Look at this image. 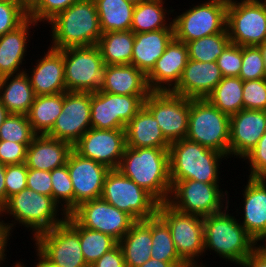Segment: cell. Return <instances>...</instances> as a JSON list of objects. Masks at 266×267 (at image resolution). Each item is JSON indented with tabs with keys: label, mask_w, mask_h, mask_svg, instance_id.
Instances as JSON below:
<instances>
[{
	"label": "cell",
	"mask_w": 266,
	"mask_h": 267,
	"mask_svg": "<svg viewBox=\"0 0 266 267\" xmlns=\"http://www.w3.org/2000/svg\"><path fill=\"white\" fill-rule=\"evenodd\" d=\"M28 167L25 162L21 164L6 165L5 187L6 201L13 195L27 188Z\"/></svg>",
	"instance_id": "c3c4849f"
},
{
	"label": "cell",
	"mask_w": 266,
	"mask_h": 267,
	"mask_svg": "<svg viewBox=\"0 0 266 267\" xmlns=\"http://www.w3.org/2000/svg\"><path fill=\"white\" fill-rule=\"evenodd\" d=\"M126 146L131 148H169L158 121L143 106L125 127Z\"/></svg>",
	"instance_id": "f1b7e54d"
},
{
	"label": "cell",
	"mask_w": 266,
	"mask_h": 267,
	"mask_svg": "<svg viewBox=\"0 0 266 267\" xmlns=\"http://www.w3.org/2000/svg\"><path fill=\"white\" fill-rule=\"evenodd\" d=\"M118 244L127 267H140L151 259L152 217L136 221Z\"/></svg>",
	"instance_id": "f546056e"
},
{
	"label": "cell",
	"mask_w": 266,
	"mask_h": 267,
	"mask_svg": "<svg viewBox=\"0 0 266 267\" xmlns=\"http://www.w3.org/2000/svg\"><path fill=\"white\" fill-rule=\"evenodd\" d=\"M52 197L68 215L74 210V191L67 164L51 171Z\"/></svg>",
	"instance_id": "ab89813d"
},
{
	"label": "cell",
	"mask_w": 266,
	"mask_h": 267,
	"mask_svg": "<svg viewBox=\"0 0 266 267\" xmlns=\"http://www.w3.org/2000/svg\"><path fill=\"white\" fill-rule=\"evenodd\" d=\"M80 0H36L28 9V18L33 19L37 24H46L60 12L64 11L75 2Z\"/></svg>",
	"instance_id": "ee69618b"
},
{
	"label": "cell",
	"mask_w": 266,
	"mask_h": 267,
	"mask_svg": "<svg viewBox=\"0 0 266 267\" xmlns=\"http://www.w3.org/2000/svg\"><path fill=\"white\" fill-rule=\"evenodd\" d=\"M240 267H266V256L255 248L243 261Z\"/></svg>",
	"instance_id": "db71d44e"
},
{
	"label": "cell",
	"mask_w": 266,
	"mask_h": 267,
	"mask_svg": "<svg viewBox=\"0 0 266 267\" xmlns=\"http://www.w3.org/2000/svg\"><path fill=\"white\" fill-rule=\"evenodd\" d=\"M264 241H265V243L263 244ZM260 242H262V243H260ZM256 248L266 256V233L261 238H259L257 240Z\"/></svg>",
	"instance_id": "680465c9"
},
{
	"label": "cell",
	"mask_w": 266,
	"mask_h": 267,
	"mask_svg": "<svg viewBox=\"0 0 266 267\" xmlns=\"http://www.w3.org/2000/svg\"><path fill=\"white\" fill-rule=\"evenodd\" d=\"M27 188L52 197L51 172L28 168Z\"/></svg>",
	"instance_id": "f907efd6"
},
{
	"label": "cell",
	"mask_w": 266,
	"mask_h": 267,
	"mask_svg": "<svg viewBox=\"0 0 266 267\" xmlns=\"http://www.w3.org/2000/svg\"><path fill=\"white\" fill-rule=\"evenodd\" d=\"M126 1L131 2V3H133L134 5H136V4H139L140 2H143V1H145V0H126Z\"/></svg>",
	"instance_id": "e7e4bbea"
},
{
	"label": "cell",
	"mask_w": 266,
	"mask_h": 267,
	"mask_svg": "<svg viewBox=\"0 0 266 267\" xmlns=\"http://www.w3.org/2000/svg\"><path fill=\"white\" fill-rule=\"evenodd\" d=\"M184 265H186L185 262H164L151 258L140 267H182Z\"/></svg>",
	"instance_id": "11a10c76"
},
{
	"label": "cell",
	"mask_w": 266,
	"mask_h": 267,
	"mask_svg": "<svg viewBox=\"0 0 266 267\" xmlns=\"http://www.w3.org/2000/svg\"><path fill=\"white\" fill-rule=\"evenodd\" d=\"M147 96L117 95L100 90L91 93V127L125 129L130 120L144 106Z\"/></svg>",
	"instance_id": "5bb4252c"
},
{
	"label": "cell",
	"mask_w": 266,
	"mask_h": 267,
	"mask_svg": "<svg viewBox=\"0 0 266 267\" xmlns=\"http://www.w3.org/2000/svg\"><path fill=\"white\" fill-rule=\"evenodd\" d=\"M5 172L6 165L0 162V207L6 202Z\"/></svg>",
	"instance_id": "9f6ffc18"
},
{
	"label": "cell",
	"mask_w": 266,
	"mask_h": 267,
	"mask_svg": "<svg viewBox=\"0 0 266 267\" xmlns=\"http://www.w3.org/2000/svg\"><path fill=\"white\" fill-rule=\"evenodd\" d=\"M186 138L229 158L230 116L221 112L206 98L190 99Z\"/></svg>",
	"instance_id": "8992f818"
},
{
	"label": "cell",
	"mask_w": 266,
	"mask_h": 267,
	"mask_svg": "<svg viewBox=\"0 0 266 267\" xmlns=\"http://www.w3.org/2000/svg\"><path fill=\"white\" fill-rule=\"evenodd\" d=\"M35 136L27 115L9 114L0 126V140L31 143Z\"/></svg>",
	"instance_id": "60d3db41"
},
{
	"label": "cell",
	"mask_w": 266,
	"mask_h": 267,
	"mask_svg": "<svg viewBox=\"0 0 266 267\" xmlns=\"http://www.w3.org/2000/svg\"><path fill=\"white\" fill-rule=\"evenodd\" d=\"M19 1L27 10L35 3L36 0H17Z\"/></svg>",
	"instance_id": "6125c7cd"
},
{
	"label": "cell",
	"mask_w": 266,
	"mask_h": 267,
	"mask_svg": "<svg viewBox=\"0 0 266 267\" xmlns=\"http://www.w3.org/2000/svg\"><path fill=\"white\" fill-rule=\"evenodd\" d=\"M168 149L126 146L117 169L150 193L159 203L167 202L172 187Z\"/></svg>",
	"instance_id": "6da1fadb"
},
{
	"label": "cell",
	"mask_w": 266,
	"mask_h": 267,
	"mask_svg": "<svg viewBox=\"0 0 266 267\" xmlns=\"http://www.w3.org/2000/svg\"><path fill=\"white\" fill-rule=\"evenodd\" d=\"M35 249L51 264L58 267H89L79 240V223L70 215L54 228L39 233Z\"/></svg>",
	"instance_id": "52a82bcc"
},
{
	"label": "cell",
	"mask_w": 266,
	"mask_h": 267,
	"mask_svg": "<svg viewBox=\"0 0 266 267\" xmlns=\"http://www.w3.org/2000/svg\"><path fill=\"white\" fill-rule=\"evenodd\" d=\"M228 209L229 206L219 213L203 217L204 250L206 253L213 251L226 262L241 266L257 242Z\"/></svg>",
	"instance_id": "3957f363"
},
{
	"label": "cell",
	"mask_w": 266,
	"mask_h": 267,
	"mask_svg": "<svg viewBox=\"0 0 266 267\" xmlns=\"http://www.w3.org/2000/svg\"><path fill=\"white\" fill-rule=\"evenodd\" d=\"M188 59L186 43L174 38L156 61L152 70L146 75L149 89L151 91H171L180 81Z\"/></svg>",
	"instance_id": "44dd1931"
},
{
	"label": "cell",
	"mask_w": 266,
	"mask_h": 267,
	"mask_svg": "<svg viewBox=\"0 0 266 267\" xmlns=\"http://www.w3.org/2000/svg\"><path fill=\"white\" fill-rule=\"evenodd\" d=\"M35 253L37 256L35 260H37L38 262L34 263V267H58L48 262L37 250L35 251ZM16 263L18 267H26V265L21 261H16Z\"/></svg>",
	"instance_id": "6f0895ef"
},
{
	"label": "cell",
	"mask_w": 266,
	"mask_h": 267,
	"mask_svg": "<svg viewBox=\"0 0 266 267\" xmlns=\"http://www.w3.org/2000/svg\"><path fill=\"white\" fill-rule=\"evenodd\" d=\"M135 34L131 31L102 33L97 47L105 65L131 64Z\"/></svg>",
	"instance_id": "836d02e7"
},
{
	"label": "cell",
	"mask_w": 266,
	"mask_h": 267,
	"mask_svg": "<svg viewBox=\"0 0 266 267\" xmlns=\"http://www.w3.org/2000/svg\"><path fill=\"white\" fill-rule=\"evenodd\" d=\"M89 267H127L121 247L117 244Z\"/></svg>",
	"instance_id": "816d5d0a"
},
{
	"label": "cell",
	"mask_w": 266,
	"mask_h": 267,
	"mask_svg": "<svg viewBox=\"0 0 266 267\" xmlns=\"http://www.w3.org/2000/svg\"><path fill=\"white\" fill-rule=\"evenodd\" d=\"M171 184L167 203L180 212L205 217L229 206V192L221 189V183L181 180Z\"/></svg>",
	"instance_id": "ba28073f"
},
{
	"label": "cell",
	"mask_w": 266,
	"mask_h": 267,
	"mask_svg": "<svg viewBox=\"0 0 266 267\" xmlns=\"http://www.w3.org/2000/svg\"><path fill=\"white\" fill-rule=\"evenodd\" d=\"M144 106L158 121L164 137L170 142L186 138L190 112V98L171 91H151Z\"/></svg>",
	"instance_id": "9a60e30c"
},
{
	"label": "cell",
	"mask_w": 266,
	"mask_h": 267,
	"mask_svg": "<svg viewBox=\"0 0 266 267\" xmlns=\"http://www.w3.org/2000/svg\"><path fill=\"white\" fill-rule=\"evenodd\" d=\"M222 77H239L242 65V46L230 43L217 58Z\"/></svg>",
	"instance_id": "bcb514c9"
},
{
	"label": "cell",
	"mask_w": 266,
	"mask_h": 267,
	"mask_svg": "<svg viewBox=\"0 0 266 267\" xmlns=\"http://www.w3.org/2000/svg\"><path fill=\"white\" fill-rule=\"evenodd\" d=\"M226 29L231 43L258 46L266 41V4L263 0H228Z\"/></svg>",
	"instance_id": "7c38bea8"
},
{
	"label": "cell",
	"mask_w": 266,
	"mask_h": 267,
	"mask_svg": "<svg viewBox=\"0 0 266 267\" xmlns=\"http://www.w3.org/2000/svg\"><path fill=\"white\" fill-rule=\"evenodd\" d=\"M222 78L216 62H199L188 59L180 81L171 92L190 99H204Z\"/></svg>",
	"instance_id": "7402d4cb"
},
{
	"label": "cell",
	"mask_w": 266,
	"mask_h": 267,
	"mask_svg": "<svg viewBox=\"0 0 266 267\" xmlns=\"http://www.w3.org/2000/svg\"><path fill=\"white\" fill-rule=\"evenodd\" d=\"M247 179L242 191L243 211L239 210L243 214L238 221L257 242L266 233V179Z\"/></svg>",
	"instance_id": "cb8c5ba5"
},
{
	"label": "cell",
	"mask_w": 266,
	"mask_h": 267,
	"mask_svg": "<svg viewBox=\"0 0 266 267\" xmlns=\"http://www.w3.org/2000/svg\"><path fill=\"white\" fill-rule=\"evenodd\" d=\"M0 212L3 217L8 214L11 217L9 219L14 218V220L8 221L12 233L19 224L18 227L24 226L25 230L32 231L31 239H34L39 233L63 223L67 218V214L54 201L53 197L39 194L28 188L7 199L1 206ZM58 213H61V216Z\"/></svg>",
	"instance_id": "277c9868"
},
{
	"label": "cell",
	"mask_w": 266,
	"mask_h": 267,
	"mask_svg": "<svg viewBox=\"0 0 266 267\" xmlns=\"http://www.w3.org/2000/svg\"><path fill=\"white\" fill-rule=\"evenodd\" d=\"M67 166L74 191V209L81 203L99 199L105 177L110 169L92 159L71 151Z\"/></svg>",
	"instance_id": "d6986e66"
},
{
	"label": "cell",
	"mask_w": 266,
	"mask_h": 267,
	"mask_svg": "<svg viewBox=\"0 0 266 267\" xmlns=\"http://www.w3.org/2000/svg\"><path fill=\"white\" fill-rule=\"evenodd\" d=\"M27 18L28 10L19 1H0V36L15 30Z\"/></svg>",
	"instance_id": "b9f144b4"
},
{
	"label": "cell",
	"mask_w": 266,
	"mask_h": 267,
	"mask_svg": "<svg viewBox=\"0 0 266 267\" xmlns=\"http://www.w3.org/2000/svg\"><path fill=\"white\" fill-rule=\"evenodd\" d=\"M239 78L243 81L265 78L264 61L258 46H242Z\"/></svg>",
	"instance_id": "7bdbcfd3"
},
{
	"label": "cell",
	"mask_w": 266,
	"mask_h": 267,
	"mask_svg": "<svg viewBox=\"0 0 266 267\" xmlns=\"http://www.w3.org/2000/svg\"><path fill=\"white\" fill-rule=\"evenodd\" d=\"M100 198L128 213L136 221L155 216L159 206V202L150 193L118 169H111L107 173Z\"/></svg>",
	"instance_id": "30bf717a"
},
{
	"label": "cell",
	"mask_w": 266,
	"mask_h": 267,
	"mask_svg": "<svg viewBox=\"0 0 266 267\" xmlns=\"http://www.w3.org/2000/svg\"><path fill=\"white\" fill-rule=\"evenodd\" d=\"M64 105V92L35 96L27 113L31 128L36 135H46L53 127Z\"/></svg>",
	"instance_id": "d6a6232c"
},
{
	"label": "cell",
	"mask_w": 266,
	"mask_h": 267,
	"mask_svg": "<svg viewBox=\"0 0 266 267\" xmlns=\"http://www.w3.org/2000/svg\"><path fill=\"white\" fill-rule=\"evenodd\" d=\"M100 91L117 95H149L146 75L132 64L105 65Z\"/></svg>",
	"instance_id": "83f0119b"
},
{
	"label": "cell",
	"mask_w": 266,
	"mask_h": 267,
	"mask_svg": "<svg viewBox=\"0 0 266 267\" xmlns=\"http://www.w3.org/2000/svg\"><path fill=\"white\" fill-rule=\"evenodd\" d=\"M51 44L56 50L97 45L102 36L94 0H80L48 22Z\"/></svg>",
	"instance_id": "7a4b0ae2"
},
{
	"label": "cell",
	"mask_w": 266,
	"mask_h": 267,
	"mask_svg": "<svg viewBox=\"0 0 266 267\" xmlns=\"http://www.w3.org/2000/svg\"><path fill=\"white\" fill-rule=\"evenodd\" d=\"M12 267H18L17 263H15Z\"/></svg>",
	"instance_id": "03108f58"
},
{
	"label": "cell",
	"mask_w": 266,
	"mask_h": 267,
	"mask_svg": "<svg viewBox=\"0 0 266 267\" xmlns=\"http://www.w3.org/2000/svg\"><path fill=\"white\" fill-rule=\"evenodd\" d=\"M29 145L30 143L0 140V162L4 165L24 163Z\"/></svg>",
	"instance_id": "681fc988"
},
{
	"label": "cell",
	"mask_w": 266,
	"mask_h": 267,
	"mask_svg": "<svg viewBox=\"0 0 266 267\" xmlns=\"http://www.w3.org/2000/svg\"><path fill=\"white\" fill-rule=\"evenodd\" d=\"M9 115L7 109L2 105L0 101V126L3 124L5 118Z\"/></svg>",
	"instance_id": "94428289"
},
{
	"label": "cell",
	"mask_w": 266,
	"mask_h": 267,
	"mask_svg": "<svg viewBox=\"0 0 266 267\" xmlns=\"http://www.w3.org/2000/svg\"><path fill=\"white\" fill-rule=\"evenodd\" d=\"M174 38V28L136 33L131 64L147 75Z\"/></svg>",
	"instance_id": "4316f807"
},
{
	"label": "cell",
	"mask_w": 266,
	"mask_h": 267,
	"mask_svg": "<svg viewBox=\"0 0 266 267\" xmlns=\"http://www.w3.org/2000/svg\"><path fill=\"white\" fill-rule=\"evenodd\" d=\"M151 258L164 262H184L176 251L169 226L158 214L152 217Z\"/></svg>",
	"instance_id": "8d00e7d4"
},
{
	"label": "cell",
	"mask_w": 266,
	"mask_h": 267,
	"mask_svg": "<svg viewBox=\"0 0 266 267\" xmlns=\"http://www.w3.org/2000/svg\"><path fill=\"white\" fill-rule=\"evenodd\" d=\"M243 83L239 77H223L206 99L221 112L232 116L243 109Z\"/></svg>",
	"instance_id": "d590c367"
},
{
	"label": "cell",
	"mask_w": 266,
	"mask_h": 267,
	"mask_svg": "<svg viewBox=\"0 0 266 267\" xmlns=\"http://www.w3.org/2000/svg\"><path fill=\"white\" fill-rule=\"evenodd\" d=\"M261 54H262V58L264 61V70H265V78H266V41H264L262 44L258 45Z\"/></svg>",
	"instance_id": "91938a15"
},
{
	"label": "cell",
	"mask_w": 266,
	"mask_h": 267,
	"mask_svg": "<svg viewBox=\"0 0 266 267\" xmlns=\"http://www.w3.org/2000/svg\"><path fill=\"white\" fill-rule=\"evenodd\" d=\"M48 51L35 66L29 68L28 77L35 96L52 95L66 92L63 53L48 47ZM30 73V75H29Z\"/></svg>",
	"instance_id": "603a6c76"
},
{
	"label": "cell",
	"mask_w": 266,
	"mask_h": 267,
	"mask_svg": "<svg viewBox=\"0 0 266 267\" xmlns=\"http://www.w3.org/2000/svg\"><path fill=\"white\" fill-rule=\"evenodd\" d=\"M230 43L228 32L204 36L186 43L188 57L193 61L216 62Z\"/></svg>",
	"instance_id": "74e56055"
},
{
	"label": "cell",
	"mask_w": 266,
	"mask_h": 267,
	"mask_svg": "<svg viewBox=\"0 0 266 267\" xmlns=\"http://www.w3.org/2000/svg\"><path fill=\"white\" fill-rule=\"evenodd\" d=\"M79 240L85 262L91 266L103 254L113 249L118 241L112 236L87 229L79 224Z\"/></svg>",
	"instance_id": "f35d334b"
},
{
	"label": "cell",
	"mask_w": 266,
	"mask_h": 267,
	"mask_svg": "<svg viewBox=\"0 0 266 267\" xmlns=\"http://www.w3.org/2000/svg\"><path fill=\"white\" fill-rule=\"evenodd\" d=\"M250 172L248 177L266 179V132L258 140L257 145L243 158Z\"/></svg>",
	"instance_id": "7dc6e473"
},
{
	"label": "cell",
	"mask_w": 266,
	"mask_h": 267,
	"mask_svg": "<svg viewBox=\"0 0 266 267\" xmlns=\"http://www.w3.org/2000/svg\"><path fill=\"white\" fill-rule=\"evenodd\" d=\"M165 2V0H145L136 4L132 17L131 31L136 34L174 28L169 14L172 13L173 16L175 9L172 7H170L172 10L166 8Z\"/></svg>",
	"instance_id": "1f68e13d"
},
{
	"label": "cell",
	"mask_w": 266,
	"mask_h": 267,
	"mask_svg": "<svg viewBox=\"0 0 266 267\" xmlns=\"http://www.w3.org/2000/svg\"><path fill=\"white\" fill-rule=\"evenodd\" d=\"M34 99L27 72L0 78V101L9 114L27 115Z\"/></svg>",
	"instance_id": "4dcf8cb0"
},
{
	"label": "cell",
	"mask_w": 266,
	"mask_h": 267,
	"mask_svg": "<svg viewBox=\"0 0 266 267\" xmlns=\"http://www.w3.org/2000/svg\"><path fill=\"white\" fill-rule=\"evenodd\" d=\"M102 33L131 30L135 5L126 0H94Z\"/></svg>",
	"instance_id": "e575fe53"
},
{
	"label": "cell",
	"mask_w": 266,
	"mask_h": 267,
	"mask_svg": "<svg viewBox=\"0 0 266 267\" xmlns=\"http://www.w3.org/2000/svg\"><path fill=\"white\" fill-rule=\"evenodd\" d=\"M125 147V129L92 127L73 145L78 154L101 163L110 170L119 167Z\"/></svg>",
	"instance_id": "ac0fdd59"
},
{
	"label": "cell",
	"mask_w": 266,
	"mask_h": 267,
	"mask_svg": "<svg viewBox=\"0 0 266 267\" xmlns=\"http://www.w3.org/2000/svg\"><path fill=\"white\" fill-rule=\"evenodd\" d=\"M170 181L195 180L220 183V164L227 156L199 143L183 138L170 144Z\"/></svg>",
	"instance_id": "5b68a950"
},
{
	"label": "cell",
	"mask_w": 266,
	"mask_h": 267,
	"mask_svg": "<svg viewBox=\"0 0 266 267\" xmlns=\"http://www.w3.org/2000/svg\"><path fill=\"white\" fill-rule=\"evenodd\" d=\"M243 109L266 111V78L244 81Z\"/></svg>",
	"instance_id": "f6af8a7d"
},
{
	"label": "cell",
	"mask_w": 266,
	"mask_h": 267,
	"mask_svg": "<svg viewBox=\"0 0 266 267\" xmlns=\"http://www.w3.org/2000/svg\"><path fill=\"white\" fill-rule=\"evenodd\" d=\"M266 132V111L242 109L230 116L229 158L243 159Z\"/></svg>",
	"instance_id": "ffe728a7"
},
{
	"label": "cell",
	"mask_w": 266,
	"mask_h": 267,
	"mask_svg": "<svg viewBox=\"0 0 266 267\" xmlns=\"http://www.w3.org/2000/svg\"><path fill=\"white\" fill-rule=\"evenodd\" d=\"M227 5L228 0H206L178 13L172 19L175 39L188 43L204 36L227 32Z\"/></svg>",
	"instance_id": "9c48e42d"
},
{
	"label": "cell",
	"mask_w": 266,
	"mask_h": 267,
	"mask_svg": "<svg viewBox=\"0 0 266 267\" xmlns=\"http://www.w3.org/2000/svg\"><path fill=\"white\" fill-rule=\"evenodd\" d=\"M33 19L27 18L19 27L0 36V78L25 72L24 64L31 28L38 27ZM30 35V36H29ZM21 67V68H20Z\"/></svg>",
	"instance_id": "d4e9b609"
},
{
	"label": "cell",
	"mask_w": 266,
	"mask_h": 267,
	"mask_svg": "<svg viewBox=\"0 0 266 267\" xmlns=\"http://www.w3.org/2000/svg\"><path fill=\"white\" fill-rule=\"evenodd\" d=\"M157 214L170 228L179 257L186 264H199L204 256L203 217L180 212L167 202L159 203Z\"/></svg>",
	"instance_id": "8fae6325"
},
{
	"label": "cell",
	"mask_w": 266,
	"mask_h": 267,
	"mask_svg": "<svg viewBox=\"0 0 266 267\" xmlns=\"http://www.w3.org/2000/svg\"><path fill=\"white\" fill-rule=\"evenodd\" d=\"M2 217V213L0 212V267H2L3 264L7 261V255L5 253L8 251V240H10V238L12 237V231L10 230L8 223L4 222L5 220L1 219Z\"/></svg>",
	"instance_id": "f5cc1de1"
},
{
	"label": "cell",
	"mask_w": 266,
	"mask_h": 267,
	"mask_svg": "<svg viewBox=\"0 0 266 267\" xmlns=\"http://www.w3.org/2000/svg\"><path fill=\"white\" fill-rule=\"evenodd\" d=\"M60 51L67 91L94 93L101 89L105 64L97 45Z\"/></svg>",
	"instance_id": "4fadbf2b"
},
{
	"label": "cell",
	"mask_w": 266,
	"mask_h": 267,
	"mask_svg": "<svg viewBox=\"0 0 266 267\" xmlns=\"http://www.w3.org/2000/svg\"><path fill=\"white\" fill-rule=\"evenodd\" d=\"M91 93L64 92V105L48 137L74 145L91 128Z\"/></svg>",
	"instance_id": "e0dca14e"
},
{
	"label": "cell",
	"mask_w": 266,
	"mask_h": 267,
	"mask_svg": "<svg viewBox=\"0 0 266 267\" xmlns=\"http://www.w3.org/2000/svg\"><path fill=\"white\" fill-rule=\"evenodd\" d=\"M73 145L47 135H36L27 148L25 164L30 169L51 172L67 164Z\"/></svg>",
	"instance_id": "484cf974"
},
{
	"label": "cell",
	"mask_w": 266,
	"mask_h": 267,
	"mask_svg": "<svg viewBox=\"0 0 266 267\" xmlns=\"http://www.w3.org/2000/svg\"><path fill=\"white\" fill-rule=\"evenodd\" d=\"M182 267H207V265L202 264H186Z\"/></svg>",
	"instance_id": "be15d7a7"
},
{
	"label": "cell",
	"mask_w": 266,
	"mask_h": 267,
	"mask_svg": "<svg viewBox=\"0 0 266 267\" xmlns=\"http://www.w3.org/2000/svg\"><path fill=\"white\" fill-rule=\"evenodd\" d=\"M70 215L83 227L112 236L118 242L136 220L103 199L81 203Z\"/></svg>",
	"instance_id": "2e32d148"
}]
</instances>
